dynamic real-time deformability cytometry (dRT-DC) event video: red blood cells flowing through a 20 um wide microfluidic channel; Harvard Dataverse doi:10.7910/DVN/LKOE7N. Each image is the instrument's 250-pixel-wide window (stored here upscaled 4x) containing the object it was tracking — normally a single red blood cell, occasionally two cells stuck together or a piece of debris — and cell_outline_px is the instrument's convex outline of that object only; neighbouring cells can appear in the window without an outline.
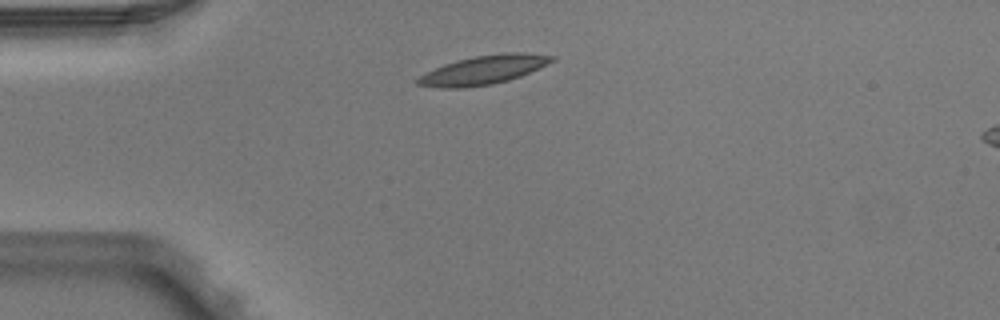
{"species": "Egyptian fruit bat (a non-hibernating species)", "species_latin": "Rousettus aegyptiacus", "temperature_condition": "warm", "stored_images_in_passage": 2, "segment_of_instrument_passage": [1, 2], "camera_frame_rate_fps": 3000, "um_per_image_px": 0.085, "animal": {"sex": "male"}, "frame": {"image": 1, "passage_image": 1, "time_ms": 0.0, "image_size_px": [1000, 320], "cell_outline_px": [[556, 60], [520, 76], [508, 80], [492, 84], [464, 88], [440, 88], [416, 84], [416, 80], [420, 76], [444, 64], [456, 60], [476, 56], [504, 52], [524, 52], [556, 56]], "centroid_in_image_um": [41.13, 5.94], "position_along_channel_um": 43.9, "area_um2": 22.43}}